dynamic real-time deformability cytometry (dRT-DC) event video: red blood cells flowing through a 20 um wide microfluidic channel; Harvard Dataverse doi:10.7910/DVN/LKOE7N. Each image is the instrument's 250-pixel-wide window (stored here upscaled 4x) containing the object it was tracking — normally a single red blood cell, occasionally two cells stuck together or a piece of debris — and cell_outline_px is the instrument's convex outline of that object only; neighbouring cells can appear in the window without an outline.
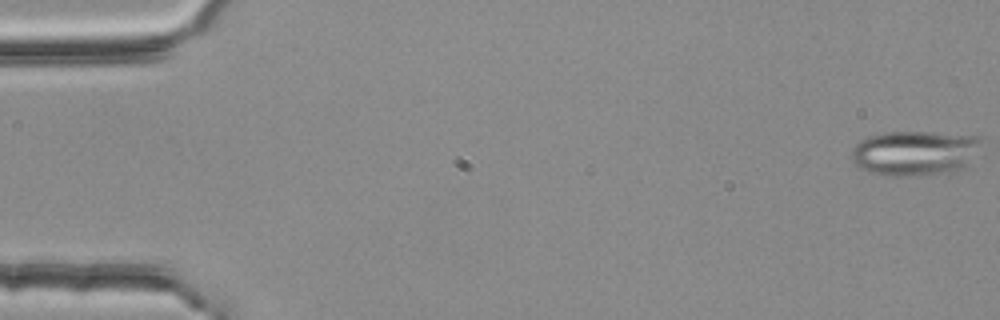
{"species": "common noctule bat (a hibernating species)", "species_latin": "Nyctalus noctula", "temperature_condition": "room temperature", "stored_images_in_passage": 55, "segment_of_instrument_passage": [1, 2], "camera_frame_rate_fps": 3000, "um_per_image_px": 0.085, "animal": {"sex": "female", "body_mass_g": 25.1}, "frame": {"image": 1, "passage_image": 1, "time_ms": 0.0, "image_size_px": [1000, 320], "cell_outline_px": [[984, 140], [964, 168], [956, 172], [904, 176], [884, 176], [860, 168], [852, 160], [852, 148], [860, 140], [868, 136], [884, 132], [928, 132], [984, 136]], "centroid_in_image_um": [77.77, 13.0], "position_along_channel_um": 7.2, "area_um2": 34.22}}